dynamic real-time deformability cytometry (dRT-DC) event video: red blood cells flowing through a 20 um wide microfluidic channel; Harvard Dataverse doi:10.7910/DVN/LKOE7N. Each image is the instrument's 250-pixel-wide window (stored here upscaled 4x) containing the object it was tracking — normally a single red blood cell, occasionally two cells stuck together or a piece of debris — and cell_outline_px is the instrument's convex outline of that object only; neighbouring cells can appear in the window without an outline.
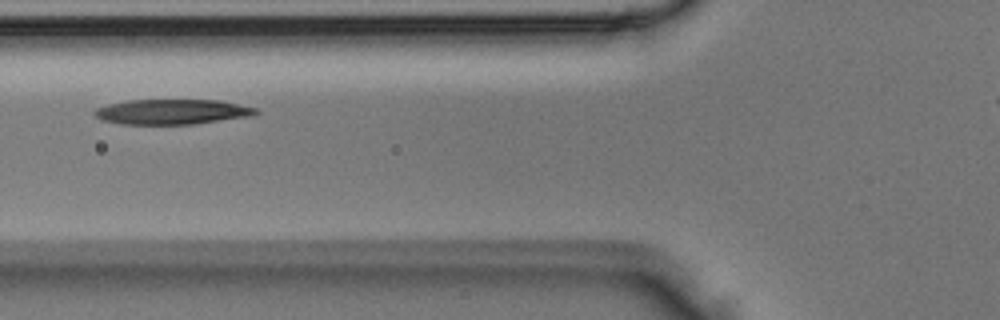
{"species": "Egyptian fruit bat (a non-hibernating species)", "species_latin": "Rousettus aegyptiacus", "temperature_condition": "room temperature", "stored_images_in_passage": 4, "camera_frame_rate_fps": 3000, "um_per_image_px": 0.085, "animal": {"sex": "male"}, "frame": {"image": 1, "passage_image": 3, "time_ms": 0.667, "image_size_px": [1000, 320], "cell_outline_px": [[260, 112], [252, 116], [192, 124], [120, 124], [104, 120], [96, 116], [92, 112], [96, 108], [108, 104], [128, 100], [220, 100], [256, 108]], "centroid_in_image_um": [14.63, 9.5], "position_along_channel_um": 111.2, "area_um2": 23.52}}
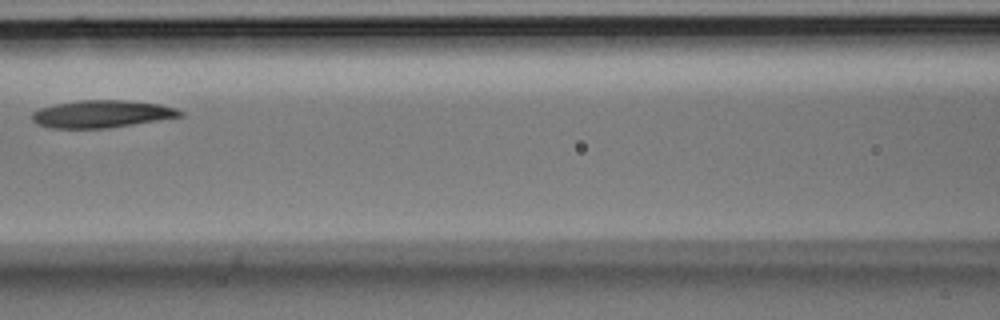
{"frame": {"image": 2, "passage_image": 4, "time_ms": 1.0, "image_size_px": [1000, 320], "cell_outline_px": [[184, 116], [108, 128], [48, 128], [36, 124], [32, 120], [32, 112], [40, 108], [56, 104], [80, 100], [128, 100], [160, 104], [176, 108], [184, 112]], "centroid_in_image_um": [8.66, 9.69], "position_along_channel_um": 157.9, "area_um2": 23.76}}